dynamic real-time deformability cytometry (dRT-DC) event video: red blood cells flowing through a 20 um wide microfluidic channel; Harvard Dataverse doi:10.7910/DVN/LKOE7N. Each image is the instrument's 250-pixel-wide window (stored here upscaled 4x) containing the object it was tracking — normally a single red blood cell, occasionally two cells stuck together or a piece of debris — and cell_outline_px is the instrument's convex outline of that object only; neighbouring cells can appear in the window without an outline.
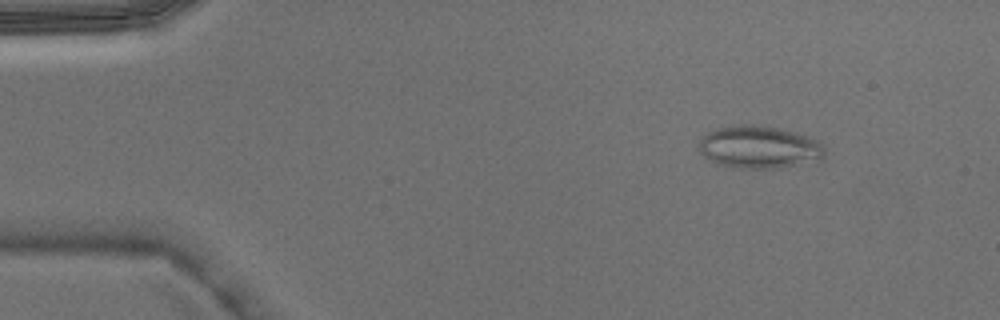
{"species": "Egyptian fruit bat (a non-hibernating species)", "species_latin": "Rousettus aegyptiacus", "temperature_condition": "warm", "stored_images_in_passage": 4, "camera_frame_rate_fps": 3000, "um_per_image_px": 0.085, "animal": {"sex": "male"}, "frame": {"image": 1, "passage_image": 2, "time_ms": 0.333, "image_size_px": [1000, 320], "cell_outline_px": [[824, 160], [780, 168], [740, 168], [720, 164], [704, 156], [700, 152], [700, 136], [716, 128], [732, 124], [760, 124], [780, 128], [796, 132], [820, 140], [824, 144]], "centroid_in_image_um": [64.58, 12.48], "position_along_channel_um": 20.4, "area_um2": 31.79}}